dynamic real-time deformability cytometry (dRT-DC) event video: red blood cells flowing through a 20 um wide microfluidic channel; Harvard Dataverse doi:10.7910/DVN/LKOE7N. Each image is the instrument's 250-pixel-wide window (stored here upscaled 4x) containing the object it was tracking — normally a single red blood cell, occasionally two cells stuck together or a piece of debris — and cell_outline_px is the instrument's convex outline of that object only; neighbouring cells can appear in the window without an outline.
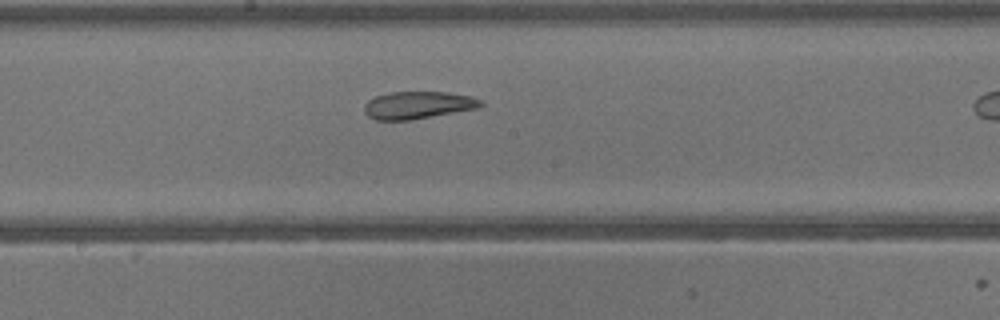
{"species": "common noctule bat (a hibernating species)", "species_latin": "Nyctalus noctula", "temperature_condition": "warm", "stored_images_in_passage": 13, "camera_frame_rate_fps": 3000, "um_per_image_px": 0.085, "animal": {"sex": "male", "body_mass_g": 13.3}, "frame": {"image": 1, "passage_image": 10, "time_ms": 3.0, "image_size_px": [1000, 320], "cell_outline_px": [[484, 104], [480, 108], [412, 120], [376, 120], [368, 116], [364, 112], [364, 104], [368, 100], [376, 96], [388, 92], [448, 92], [472, 96], [484, 100]], "centroid_in_image_um": [35.57, 8.93], "position_along_channel_um": 212.6, "area_um2": 18.96}}